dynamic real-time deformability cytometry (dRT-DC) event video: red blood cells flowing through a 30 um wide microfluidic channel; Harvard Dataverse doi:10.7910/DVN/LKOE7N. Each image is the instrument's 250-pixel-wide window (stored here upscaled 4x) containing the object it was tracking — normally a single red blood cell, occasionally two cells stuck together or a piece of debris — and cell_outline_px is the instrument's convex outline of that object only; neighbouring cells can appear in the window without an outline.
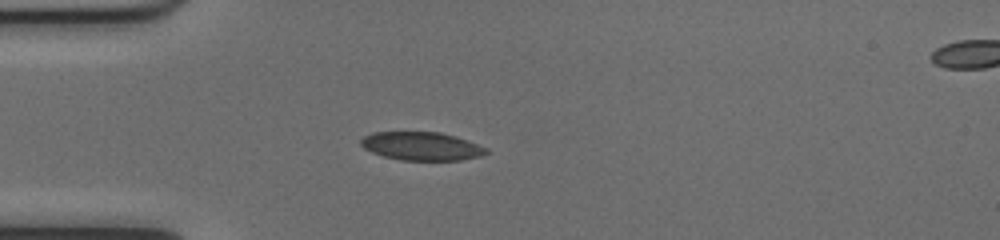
{"species": "common noctule bat (a hibernating species)", "species_latin": "Nyctalus noctula", "temperature_condition": "cold", "stored_images_in_passage": 38, "camera_frame_rate_fps": 3000, "um_per_image_px": 0.085, "animal": {"sex": "female", "body_mass_g": 17.0, "forearm_length_mm": 48.0}, "frame": {"image": 1, "passage_image": 1, "time_ms": 0.0, "image_size_px": [1000, 240], "cell_outline_px": [[488, 152], [480, 156], [460, 160], [400, 160], [384, 156], [372, 152], [364, 148], [360, 144], [360, 140], [364, 136], [372, 132], [440, 132], [456, 136], [468, 140], [488, 148]], "centroid_in_image_um": [35.84, 12.42], "position_along_channel_um": 49.2, "area_um2": 20.75}}
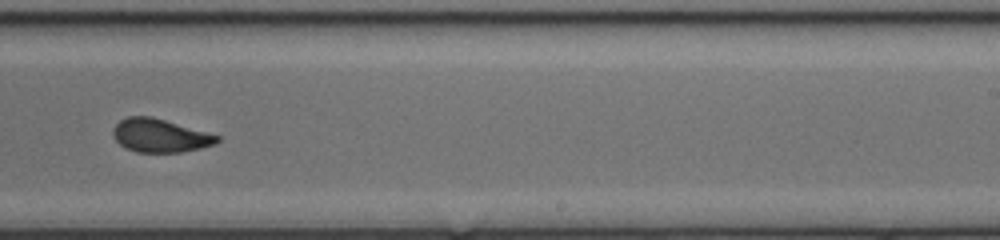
{"frame": {"image": 2, "passage_image": 19, "time_ms": 6.0, "image_size_px": [1000, 240], "cell_outline_px": [[220, 140], [216, 144], [200, 148], [180, 152], [136, 152], [124, 148], [112, 136], [112, 128], [120, 120], [128, 116], [152, 116], [220, 136]], "centroid_in_image_um": [13.57, 11.52], "position_along_channel_um": 275.4, "area_um2": 20.29}}
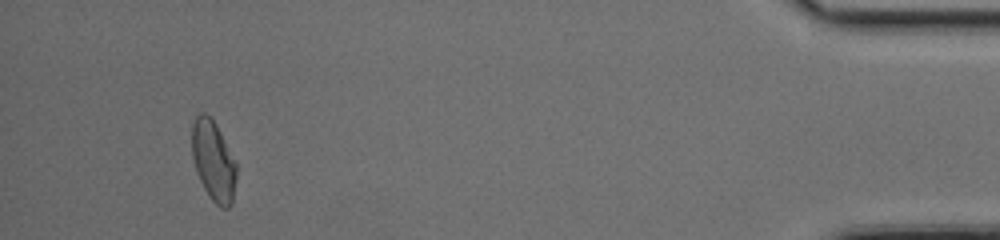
{"frame": {"image": 3, "passage_image": 35, "time_ms": 11.333, "image_size_px": [1000, 240], "cell_outline_px": [[236, 176], [232, 204], [228, 208], [220, 208], [212, 200], [204, 188], [196, 172], [192, 156], [192, 124], [196, 116], [200, 112], [204, 112], [216, 124], [236, 164]], "centroid_in_image_um": [18.12, 13.69], "position_along_channel_um": 417.1, "area_um2": 20.58}, "authors_computed_cell_mechanics": {"area_um2": 20.7791, "velocity_mm_per_s": 4.0082, "shape_relaxation_time_tau1_ms": 5.4341, "shape_relaxation_time_tau2_ms": 1.5494, "deformation_change_tau1": 0.1539, "deformation_change_tau2": 0.0672}}